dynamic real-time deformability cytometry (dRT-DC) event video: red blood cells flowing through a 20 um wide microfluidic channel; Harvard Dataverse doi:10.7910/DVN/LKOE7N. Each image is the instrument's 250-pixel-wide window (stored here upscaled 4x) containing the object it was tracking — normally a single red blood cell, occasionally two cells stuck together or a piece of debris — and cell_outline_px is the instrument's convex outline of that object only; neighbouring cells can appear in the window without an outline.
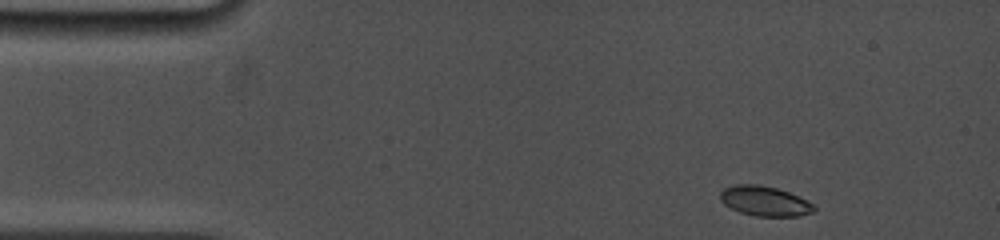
{"species": "common noctule bat (a hibernating species)", "species_latin": "Nyctalus noctula", "temperature_condition": "cold", "stored_images_in_passage": 37, "camera_frame_rate_fps": 5000, "um_per_image_px": 0.085, "animal": {"sex": "female", "body_mass_g": 19.0, "forearm_length_mm": 53.3}, "frame": {"image": 1, "passage_image": 1, "time_ms": 0.0, "image_size_px": [1000, 240], "cell_outline_px": [[816, 208], [812, 212], [800, 216], [756, 216], [740, 212], [724, 204], [720, 200], [720, 192], [724, 188], [736, 184], [760, 184], [776, 188], [788, 192], [808, 200], [816, 204]], "centroid_in_image_um": [65.02, 17.09], "position_along_channel_um": 20.0, "area_um2": 16.42}}
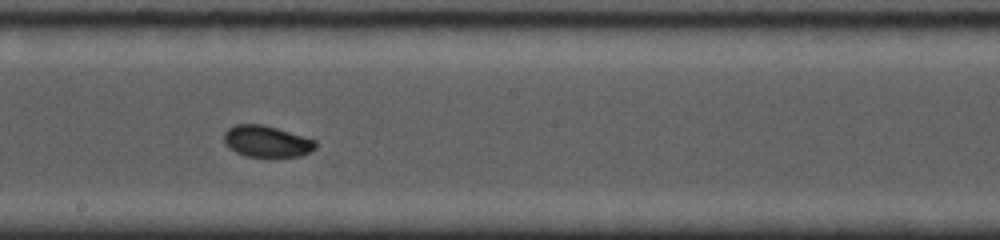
{"frame": {"image": 2, "passage_image": 20, "time_ms": 7.4, "image_size_px": [1000, 240], "cell_outline_px": [[316, 148], [300, 156], [244, 156], [228, 148], [224, 140], [224, 132], [228, 128], [236, 124], [264, 124], [316, 140]], "centroid_in_image_um": [22.64, 12.0], "position_along_channel_um": 225.6, "area_um2": 16.7}}
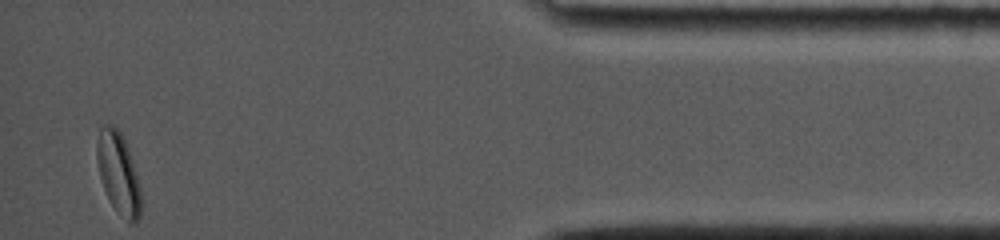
{"frame": {"image": 3, "passage_image": 37, "time_ms": 13.8, "image_size_px": [1000, 240], "cell_outline_px": [[140, 216], [132, 224], [116, 212], [104, 188], [100, 176], [96, 156], [96, 144], [100, 128], [112, 124], [120, 132], [128, 148], [140, 188]], "centroid_in_image_um": [10.05, 14.72], "position_along_channel_um": 425.2, "area_um2": 20.4}, "authors_computed_cell_mechanics": {"area_um2": 17.1666, "velocity_mm_per_s": 3.8362, "shape_relaxation_time_tau1_ms": 1.5488, "shape_relaxation_time_tau2_ms": 1.2545, "deformation_change_tau1": 0.1034, "deformation_change_tau2": 0.0402}}